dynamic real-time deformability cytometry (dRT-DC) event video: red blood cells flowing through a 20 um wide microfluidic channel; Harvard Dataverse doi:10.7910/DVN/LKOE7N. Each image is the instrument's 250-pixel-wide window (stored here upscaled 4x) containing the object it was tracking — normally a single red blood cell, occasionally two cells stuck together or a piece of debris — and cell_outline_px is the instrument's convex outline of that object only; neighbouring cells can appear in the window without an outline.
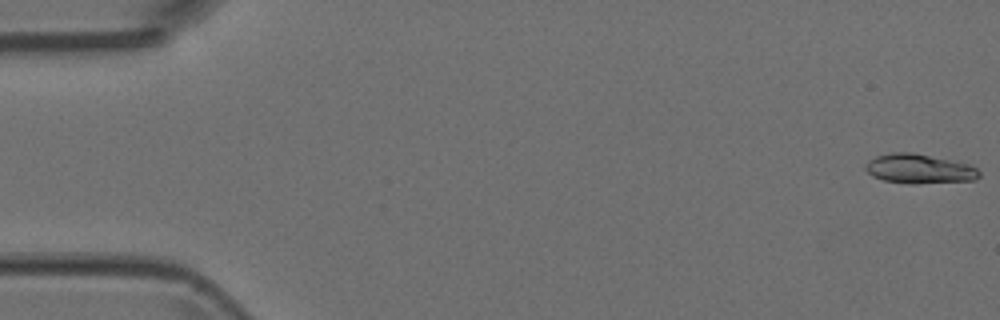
{"species": "Egyptian fruit bat (a non-hibernating species)", "species_latin": "Rousettus aegyptiacus", "temperature_condition": "room temperature", "stored_images_in_passage": 6, "segment_of_instrument_passage": [1, 2], "camera_frame_rate_fps": 3000, "um_per_image_px": 0.085, "animal": {"sex": "female"}, "frame": {"image": 1, "passage_image": 1, "time_ms": 0.0, "image_size_px": [1000, 320], "cell_outline_px": [[980, 176], [976, 180], [916, 184], [884, 180], [872, 176], [864, 168], [864, 164], [868, 160], [876, 156], [892, 152], [912, 152], [968, 164], [976, 168], [980, 172]], "centroid_in_image_um": [78.11, 14.35], "position_along_channel_um": 6.9, "area_um2": 19.48}}
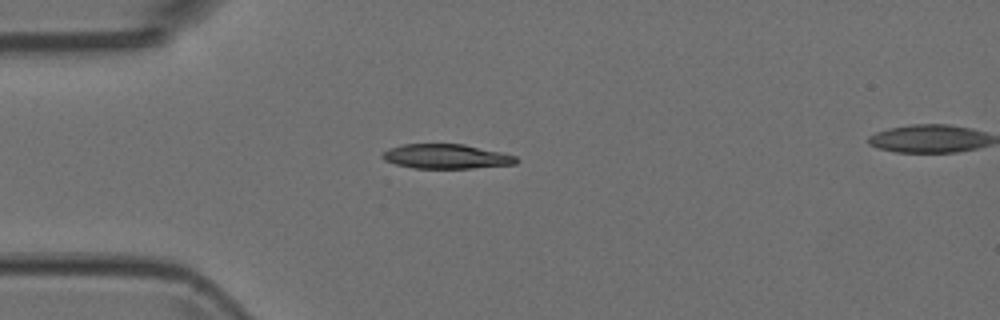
{"frame": {"image": 2, "passage_image": 5, "time_ms": 1.333, "image_size_px": [1000, 320], "cell_outline_px": [[520, 160], [516, 164], [472, 168], [416, 168], [396, 164], [384, 160], [380, 156], [388, 148], [404, 144], [464, 144], [500, 152], [516, 156]], "centroid_in_image_um": [37.94, 13.29], "position_along_channel_um": 47.1, "area_um2": 19.07}}